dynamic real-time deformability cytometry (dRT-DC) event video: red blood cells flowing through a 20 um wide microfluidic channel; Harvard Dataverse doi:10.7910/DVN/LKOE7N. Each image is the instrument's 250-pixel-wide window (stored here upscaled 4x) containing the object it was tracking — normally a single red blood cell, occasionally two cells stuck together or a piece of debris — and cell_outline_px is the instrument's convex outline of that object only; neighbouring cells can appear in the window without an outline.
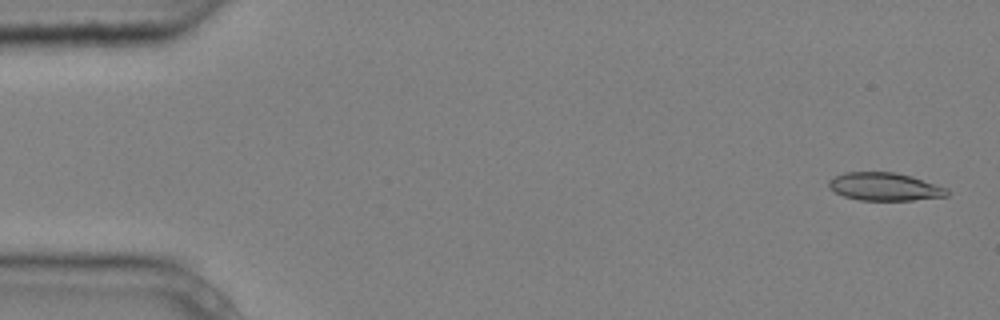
{"species": "common noctule bat (a hibernating species)", "species_latin": "Nyctalus noctula", "temperature_condition": "cold", "stored_images_in_passage": 4, "camera_frame_rate_fps": 3000, "um_per_image_px": 0.085, "animal": {"sex": "male", "body_mass_g": 20.4}, "frame": {"image": 1, "passage_image": 1, "time_ms": 0.0, "image_size_px": [1000, 320], "cell_outline_px": [[948, 196], [912, 200], [860, 200], [844, 196], [828, 188], [828, 180], [844, 172], [896, 172], [912, 176], [948, 188]], "centroid_in_image_um": [75.2, 15.86], "position_along_channel_um": 9.8, "area_um2": 19.31}}
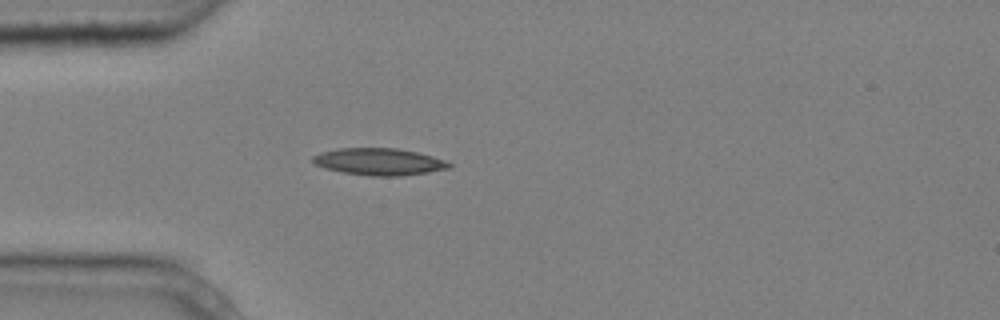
{"frame": {"image": 2, "passage_image": 4, "time_ms": 1.0, "image_size_px": [1000, 320], "cell_outline_px": [[452, 168], [428, 172], [396, 176], [372, 176], [344, 172], [324, 168], [316, 164], [312, 160], [312, 156], [320, 152], [340, 148], [396, 148], [416, 152], [448, 160], [452, 164]], "centroid_in_image_um": [32.25, 13.74], "position_along_channel_um": 52.7, "area_um2": 21.39}}